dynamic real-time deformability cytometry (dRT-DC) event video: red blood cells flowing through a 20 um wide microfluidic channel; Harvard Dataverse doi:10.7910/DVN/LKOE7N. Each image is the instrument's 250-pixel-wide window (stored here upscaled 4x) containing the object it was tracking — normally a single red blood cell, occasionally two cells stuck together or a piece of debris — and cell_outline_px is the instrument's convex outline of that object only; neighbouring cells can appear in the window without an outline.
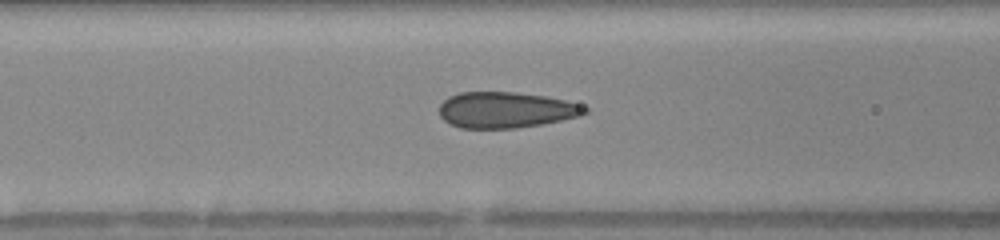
{"species": "human", "species_latin": "Homo sapiens", "temperature_condition": "warm", "stored_images_in_passage": 31, "camera_frame_rate_fps": 3000, "um_per_image_px": 0.085, "donor": {"sex": "female"}, "frame": {"image": 1, "passage_image": 7, "time_ms": 2.0, "image_size_px": [1000, 240], "cell_outline_px": [[588, 112], [580, 116], [544, 124], [516, 128], [460, 128], [444, 120], [440, 116], [440, 104], [448, 96], [460, 92], [512, 92], [544, 96], [564, 100], [580, 104], [588, 108]], "centroid_in_image_um": [43.0, 9.35], "position_along_channel_um": 123.6, "area_um2": 30.52}}
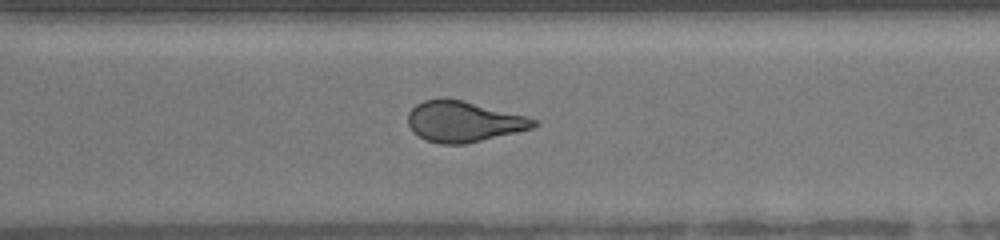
{"frame": {"image": 2, "passage_image": 22, "time_ms": 7.0, "image_size_px": [1000, 240], "cell_outline_px": [[540, 124], [532, 128], [464, 144], [440, 144], [428, 140], [412, 132], [408, 124], [408, 112], [416, 104], [424, 100], [464, 100], [524, 116], [536, 120]], "centroid_in_image_um": [39.38, 10.34], "position_along_channel_um": 331.2, "area_um2": 29.19}}
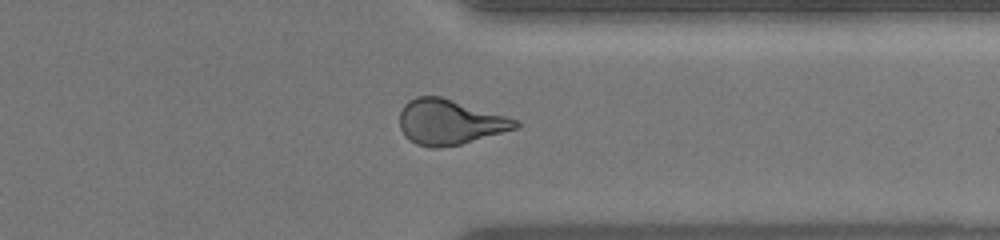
{"frame": {"image": 3, "passage_image": 25, "time_ms": 8.0, "image_size_px": [1000, 240], "cell_outline_px": [[520, 124], [516, 128], [460, 144], [436, 148], [432, 148], [416, 144], [408, 140], [404, 136], [400, 128], [400, 112], [404, 104], [408, 100], [416, 96], [440, 96], [520, 120]], "centroid_in_image_um": [38.18, 10.37], "position_along_channel_um": 373.2, "area_um2": 30.35}, "authors_computed_cell_mechanics": {"area_um2": 30.345, "velocity_mm_per_s": 4.1542, "shape_relaxation_time_tau1_ms": 9.8875, "shape_relaxation_time_tau2_ms": 0.8758, "deformation_change_tau1": 0.1815, "deformation_change_tau2": 0.0616}}